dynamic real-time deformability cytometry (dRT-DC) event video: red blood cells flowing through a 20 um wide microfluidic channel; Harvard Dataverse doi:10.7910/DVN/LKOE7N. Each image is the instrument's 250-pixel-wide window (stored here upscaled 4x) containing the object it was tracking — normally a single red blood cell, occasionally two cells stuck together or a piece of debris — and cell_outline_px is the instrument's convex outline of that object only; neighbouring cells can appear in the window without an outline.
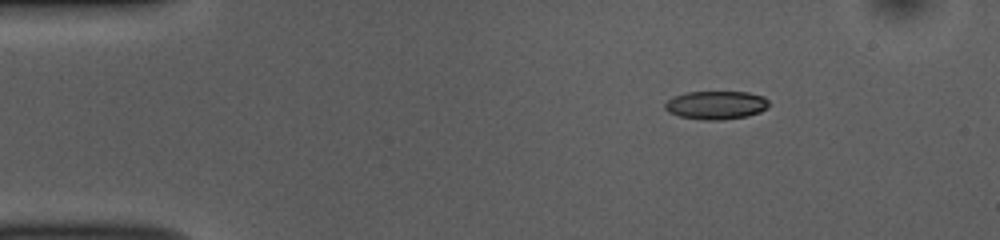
{"species": "common noctule bat (a hibernating species)", "species_latin": "Nyctalus noctula", "temperature_condition": "room temperature", "stored_images_in_passage": 45, "camera_frame_rate_fps": 3000, "um_per_image_px": 0.085, "animal": {"sex": "female", "body_mass_g": 10.0, "forearm_length_mm": 53.1}, "frame": {"image": 1, "passage_image": 1, "time_ms": 0.0, "image_size_px": [1000, 240], "cell_outline_px": [[768, 108], [760, 112], [748, 116], [724, 120], [700, 120], [680, 116], [668, 112], [664, 108], [664, 104], [672, 96], [688, 92], [748, 92], [764, 96], [768, 100]], "centroid_in_image_um": [60.87, 8.94], "position_along_channel_um": 24.1, "area_um2": 17.4}}
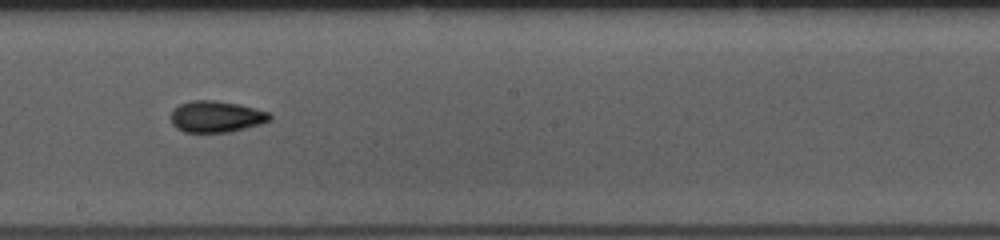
{"frame": {"image": 2, "passage_image": 22, "time_ms": 7.0, "image_size_px": [1000, 240], "cell_outline_px": [[272, 120], [260, 124], [228, 132], [184, 132], [176, 128], [172, 124], [172, 108], [180, 104], [192, 100], [216, 100], [240, 104], [256, 108], [268, 112], [272, 116]], "centroid_in_image_um": [18.38, 9.9], "position_along_channel_um": 229.8, "area_um2": 18.21}}
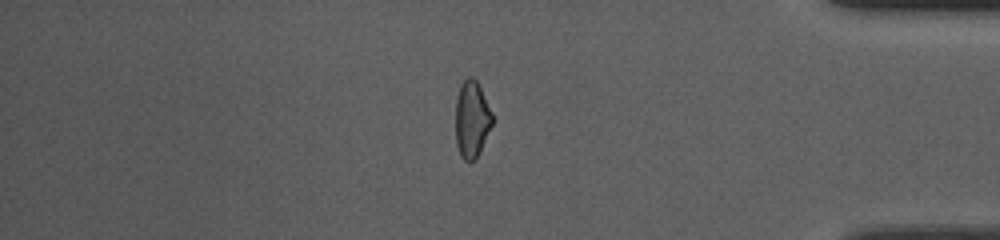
{"frame": {"image": 3, "passage_image": 37, "time_ms": 12.0, "image_size_px": [1000, 240], "cell_outline_px": [[492, 124], [480, 152], [472, 160], [464, 160], [460, 156], [456, 144], [456, 96], [460, 84], [468, 76], [472, 76], [476, 80], [492, 112]], "centroid_in_image_um": [40.08, 10.11], "position_along_channel_um": 395.1, "area_um2": 16.36}, "authors_computed_cell_mechanics": {"area_um2": 17.8024, "velocity_mm_per_s": 3.8962, "shape_relaxation_time_tau1_ms": 7.2301, "shape_relaxation_time_tau2_ms": 2.6563, "deformation_change_tau1": 0.1556, "deformation_change_tau2": 0.091}}